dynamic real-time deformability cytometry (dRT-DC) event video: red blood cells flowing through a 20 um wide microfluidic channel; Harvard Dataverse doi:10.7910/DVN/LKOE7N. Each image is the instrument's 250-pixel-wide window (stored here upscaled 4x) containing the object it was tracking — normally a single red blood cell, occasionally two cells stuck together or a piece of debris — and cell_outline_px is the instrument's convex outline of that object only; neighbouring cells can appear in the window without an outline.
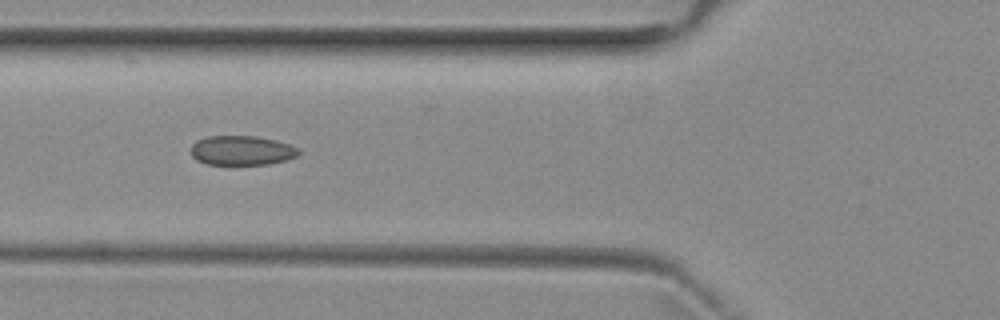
{"species": "common noctule bat (a hibernating species)", "species_latin": "Nyctalus noctula", "temperature_condition": "room temperature", "stored_images_in_passage": 7, "camera_frame_rate_fps": 3000, "um_per_image_px": 0.085, "animal": {"sex": "female", "body_mass_g": 29.2, "forearm_length_mm": 56.3}, "frame": {"image": 1, "passage_image": 6, "time_ms": 5.667, "image_size_px": [1000, 320], "cell_outline_px": [[300, 152], [296, 156], [284, 160], [268, 164], [208, 164], [196, 160], [192, 156], [192, 144], [196, 140], [208, 136], [256, 136], [276, 140], [288, 144], [296, 148]], "centroid_in_image_um": [20.51, 12.78], "position_along_channel_um": 105.3, "area_um2": 18.32}}
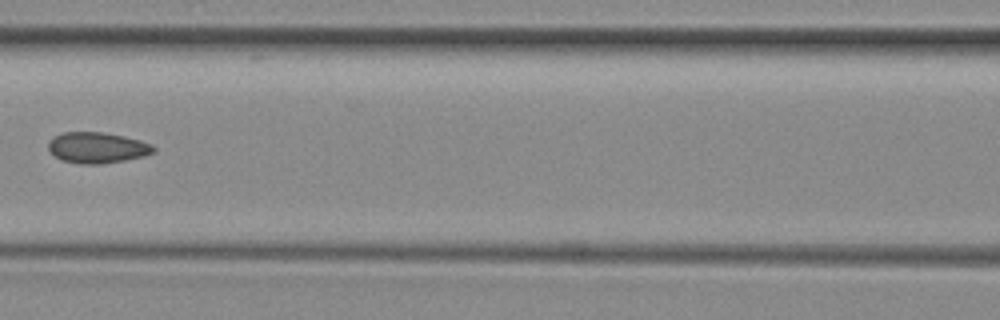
{"frame": {"image": 2, "passage_image": 7, "time_ms": 7.0, "image_size_px": [1000, 320], "cell_outline_px": [[156, 152], [144, 156], [124, 160], [100, 164], [80, 164], [60, 160], [48, 148], [48, 144], [56, 136], [64, 132], [104, 132], [124, 136], [140, 140], [152, 144], [156, 148]], "centroid_in_image_um": [8.31, 12.55], "position_along_channel_um": 158.3, "area_um2": 18.9}}